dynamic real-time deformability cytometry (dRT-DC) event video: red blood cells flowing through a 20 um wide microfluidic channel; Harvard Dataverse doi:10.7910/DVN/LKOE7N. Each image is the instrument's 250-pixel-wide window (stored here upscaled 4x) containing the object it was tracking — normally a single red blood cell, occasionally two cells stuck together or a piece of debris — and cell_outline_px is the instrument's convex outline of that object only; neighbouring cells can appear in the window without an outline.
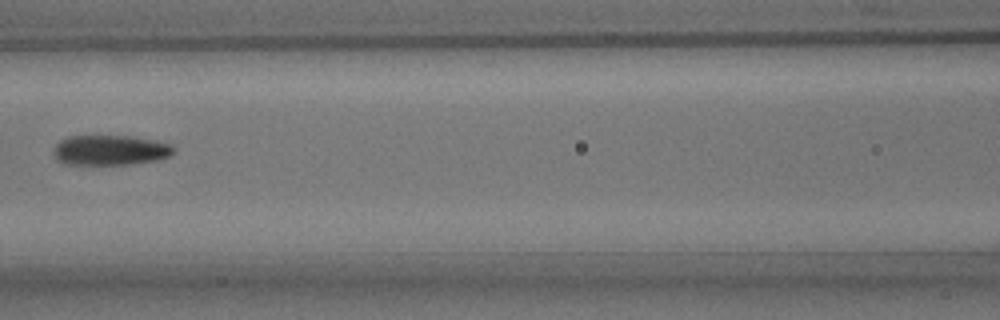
{"species": "common noctule bat (a hibernating species)", "species_latin": "Nyctalus noctula", "temperature_condition": "room temperature", "stored_images_in_passage": 5, "camera_frame_rate_fps": 3000, "um_per_image_px": 0.085, "animal": {"sex": "male", "body_mass_g": 15.6}, "frame": {"image": 1, "passage_image": 5, "time_ms": 4.667, "image_size_px": [1000, 320], "cell_outline_px": [[176, 152], [160, 160], [132, 164], [64, 164], [56, 160], [56, 144], [60, 140], [68, 136], [132, 136], [156, 140], [168, 144], [176, 148]], "centroid_in_image_um": [9.42, 12.76], "position_along_channel_um": 157.2, "area_um2": 21.1}}